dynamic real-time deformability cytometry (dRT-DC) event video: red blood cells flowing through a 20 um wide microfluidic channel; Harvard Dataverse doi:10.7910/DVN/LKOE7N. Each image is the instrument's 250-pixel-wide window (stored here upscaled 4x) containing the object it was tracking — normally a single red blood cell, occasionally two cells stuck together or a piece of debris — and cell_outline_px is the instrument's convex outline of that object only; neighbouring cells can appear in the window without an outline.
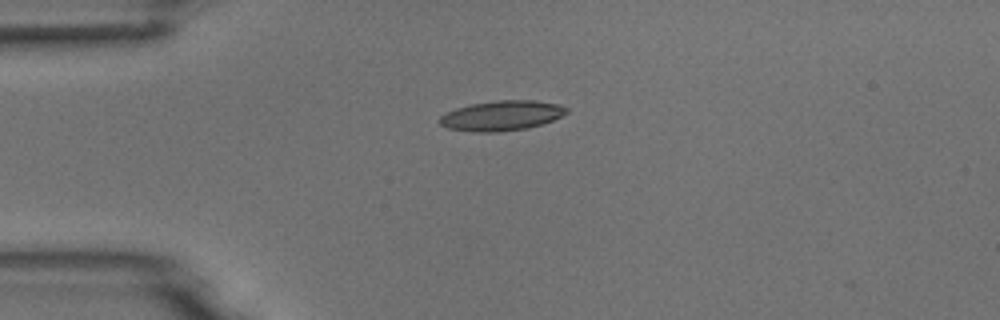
{"species": "common noctule bat (a hibernating species)", "species_latin": "Nyctalus noctula", "temperature_condition": "room temperature", "stored_images_in_passage": 3, "camera_frame_rate_fps": 3000, "um_per_image_px": 0.085, "animal": {"sex": "male", "body_mass_g": 18.8}, "frame": {"image": 1, "passage_image": 1, "time_ms": 0.0, "image_size_px": [1000, 320], "cell_outline_px": [[568, 112], [552, 120], [528, 128], [500, 132], [472, 132], [448, 128], [440, 124], [436, 120], [444, 112], [456, 108], [472, 104], [496, 100], [536, 100], [560, 104], [568, 108]], "centroid_in_image_um": [42.6, 9.83], "position_along_channel_um": 42.4, "area_um2": 22.37}}